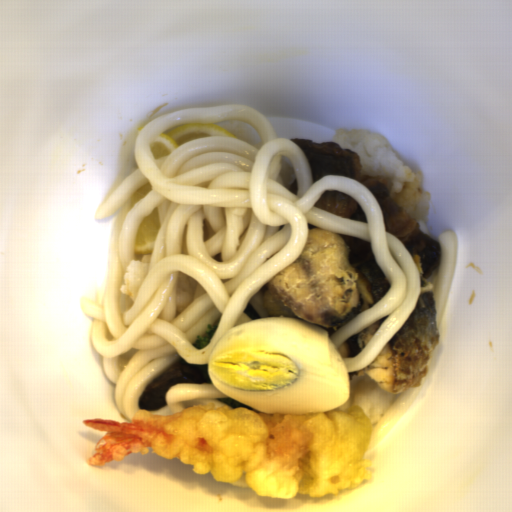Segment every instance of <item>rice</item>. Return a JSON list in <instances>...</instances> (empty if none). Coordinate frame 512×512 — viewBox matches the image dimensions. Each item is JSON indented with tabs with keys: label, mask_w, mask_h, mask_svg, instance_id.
I'll list each match as a JSON object with an SVG mask.
<instances>
[{
	"label": "rice",
	"mask_w": 512,
	"mask_h": 512,
	"mask_svg": "<svg viewBox=\"0 0 512 512\" xmlns=\"http://www.w3.org/2000/svg\"><path fill=\"white\" fill-rule=\"evenodd\" d=\"M148 270L149 264L133 260L123 273L118 291L124 293L131 301H136Z\"/></svg>",
	"instance_id": "rice-2"
},
{
	"label": "rice",
	"mask_w": 512,
	"mask_h": 512,
	"mask_svg": "<svg viewBox=\"0 0 512 512\" xmlns=\"http://www.w3.org/2000/svg\"><path fill=\"white\" fill-rule=\"evenodd\" d=\"M331 143L357 153L363 176L386 179L391 197L427 233L431 192L422 189L423 175L405 166L389 146L385 136L366 128L348 127L335 133Z\"/></svg>",
	"instance_id": "rice-1"
}]
</instances>
